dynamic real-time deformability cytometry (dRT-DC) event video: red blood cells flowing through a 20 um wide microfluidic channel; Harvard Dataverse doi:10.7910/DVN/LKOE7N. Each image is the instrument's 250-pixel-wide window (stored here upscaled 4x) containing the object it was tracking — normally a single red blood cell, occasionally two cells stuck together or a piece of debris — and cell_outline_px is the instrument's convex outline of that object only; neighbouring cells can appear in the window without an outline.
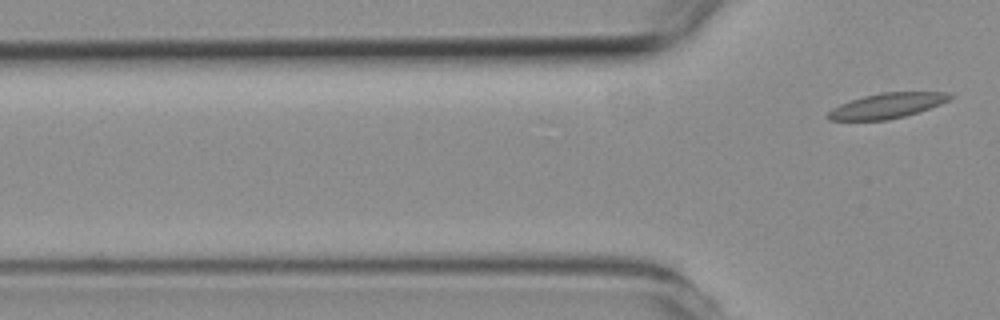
{"species": "common noctule bat (a hibernating species)", "species_latin": "Nyctalus noctula", "temperature_condition": "room temperature", "stored_images_in_passage": 3, "camera_frame_rate_fps": 3000, "um_per_image_px": 0.085, "animal": {"sex": "female", "body_mass_g": 19.3, "forearm_length_mm": 54.1}, "frame": {"image": 1, "passage_image": 3, "time_ms": 3.333, "image_size_px": [1000, 320], "cell_outline_px": [[952, 96], [948, 100], [940, 104], [904, 116], [888, 120], [828, 120], [824, 116], [832, 108], [840, 104], [864, 96], [880, 92], [944, 92]], "centroid_in_image_um": [75.32, 8.99], "position_along_channel_um": 50.5, "area_um2": 17.63}}